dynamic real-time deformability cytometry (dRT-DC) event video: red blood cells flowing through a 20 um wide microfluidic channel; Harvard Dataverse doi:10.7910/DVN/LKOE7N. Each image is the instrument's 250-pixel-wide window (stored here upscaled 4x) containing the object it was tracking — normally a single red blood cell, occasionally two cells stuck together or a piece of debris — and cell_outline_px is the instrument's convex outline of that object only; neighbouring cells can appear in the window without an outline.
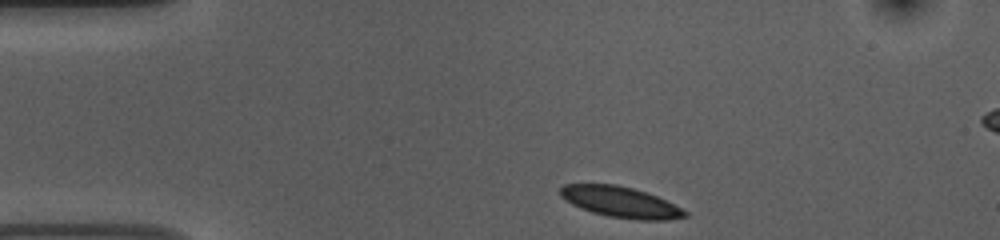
{"species": "common noctule bat (a hibernating species)", "species_latin": "Nyctalus noctula", "temperature_condition": "room temperature", "stored_images_in_passage": 37, "camera_frame_rate_fps": 3000, "um_per_image_px": 0.085, "animal": {"sex": "female", "body_mass_g": 10.0, "forearm_length_mm": 53.1}, "frame": {"image": 1, "passage_image": 1, "time_ms": 0.0, "image_size_px": [1000, 240], "cell_outline_px": [[688, 216], [668, 220], [636, 220], [608, 216], [592, 212], [580, 208], [564, 200], [560, 196], [560, 188], [564, 184], [616, 184], [632, 188], [656, 196], [688, 212]], "centroid_in_image_um": [52.71, 17.18], "position_along_channel_um": 32.3, "area_um2": 22.25}}
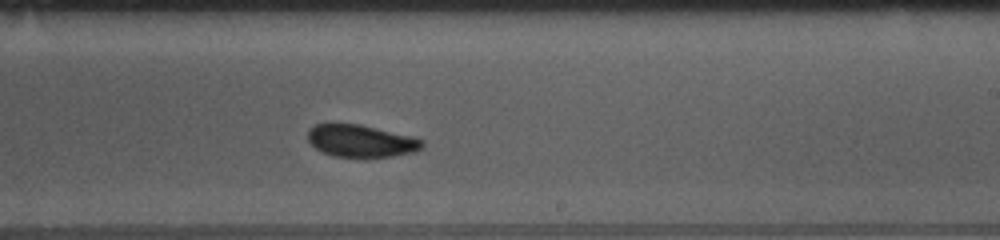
{"frame": {"image": 2, "passage_image": 23, "time_ms": 7.333, "image_size_px": [1000, 240], "cell_outline_px": [[424, 148], [416, 152], [392, 156], [332, 156], [316, 148], [308, 140], [308, 128], [316, 124], [328, 120], [332, 120], [360, 124], [412, 136], [424, 140]], "centroid_in_image_um": [30.66, 11.92], "position_along_channel_um": 258.3, "area_um2": 22.08}}
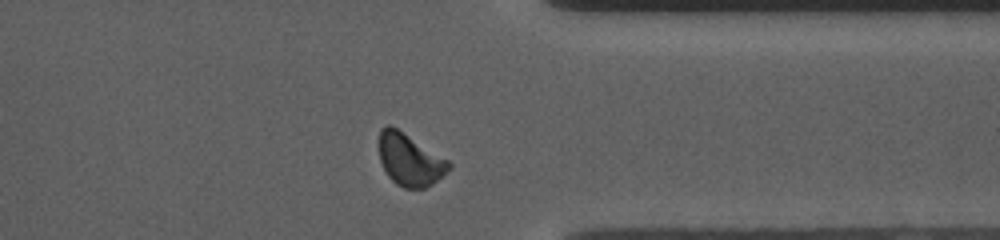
{"frame": {"image": 3, "passage_image": 33, "time_ms": 10.667, "image_size_px": [1000, 240], "cell_outline_px": [[452, 168], [432, 184], [424, 188], [404, 188], [396, 184], [388, 176], [380, 160], [380, 128], [388, 124], [392, 124], [448, 160], [452, 164]], "centroid_in_image_um": [34.84, 13.56], "position_along_channel_um": 376.6, "area_um2": 21.21}, "authors_computed_cell_mechanics": {"area_um2": 22.6576, "velocity_mm_per_s": 3.6962, "shape_relaxation_time_tau1_ms": 3.9834, "shape_relaxation_time_tau2_ms": 1.9416, "deformation_change_tau1": 0.0819, "deformation_change_tau2": 0.0621}}